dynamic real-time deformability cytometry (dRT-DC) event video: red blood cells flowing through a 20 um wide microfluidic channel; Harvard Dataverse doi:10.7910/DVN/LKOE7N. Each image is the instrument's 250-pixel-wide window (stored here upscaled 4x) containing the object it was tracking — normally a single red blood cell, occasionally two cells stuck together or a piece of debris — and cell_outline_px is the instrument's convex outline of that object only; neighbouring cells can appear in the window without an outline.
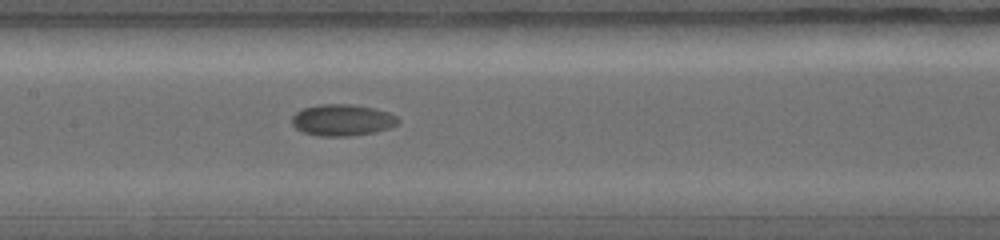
{"species": "common noctule bat (a hibernating species)", "species_latin": "Nyctalus noctula", "temperature_condition": "warm", "stored_images_in_passage": 24, "camera_frame_rate_fps": 5000, "um_per_image_px": 0.085, "animal": {"sex": "female", "body_mass_g": 19.0, "forearm_length_mm": 56.7}, "frame": {"image": 1, "passage_image": 10, "time_ms": 3.6, "image_size_px": [1000, 240], "cell_outline_px": [[400, 124], [376, 132], [348, 136], [316, 136], [304, 132], [296, 128], [292, 124], [292, 116], [296, 112], [304, 108], [320, 104], [352, 104], [372, 108], [388, 112], [396, 116], [400, 120]], "centroid_in_image_um": [29.11, 10.21], "position_along_channel_um": 178.3, "area_um2": 19.54}}
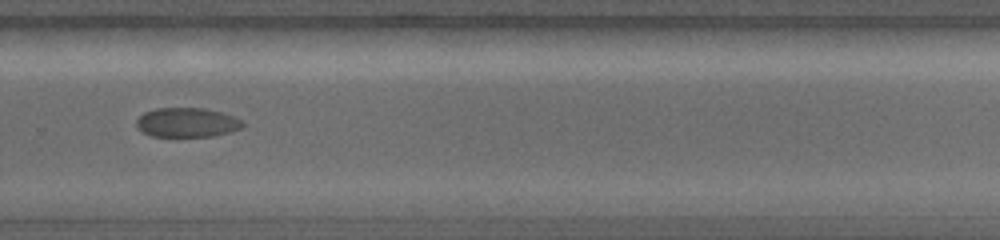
{"frame": {"image": 2, "passage_image": 16, "time_ms": 6.0, "image_size_px": [1000, 240], "cell_outline_px": [[244, 124], [240, 128], [232, 132], [212, 136], [152, 136], [140, 132], [136, 128], [136, 120], [144, 112], [156, 108], [204, 108], [224, 112], [236, 116]], "centroid_in_image_um": [15.88, 10.4], "position_along_channel_um": 313.9, "area_um2": 18.44}}
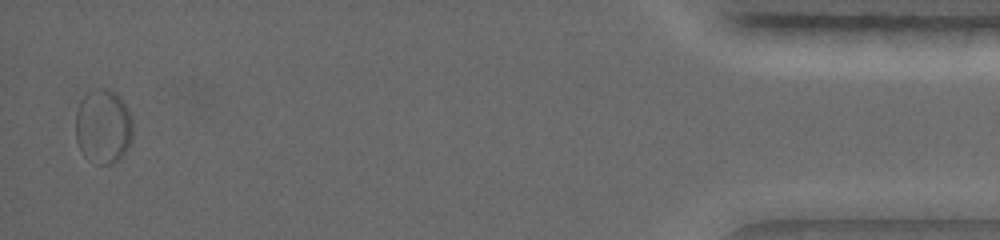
{"frame": {"image": 3, "passage_image": 24, "time_ms": 10.0, "image_size_px": [1000, 240], "cell_outline_px": [[132, 136], [128, 148], [112, 164], [96, 164], [88, 160], [84, 156], [76, 140], [76, 112], [80, 100], [88, 92], [96, 88], [100, 88], [112, 92], [120, 96], [132, 116]], "centroid_in_image_um": [8.76, 10.75], "position_along_channel_um": 426.4, "area_um2": 24.8}}